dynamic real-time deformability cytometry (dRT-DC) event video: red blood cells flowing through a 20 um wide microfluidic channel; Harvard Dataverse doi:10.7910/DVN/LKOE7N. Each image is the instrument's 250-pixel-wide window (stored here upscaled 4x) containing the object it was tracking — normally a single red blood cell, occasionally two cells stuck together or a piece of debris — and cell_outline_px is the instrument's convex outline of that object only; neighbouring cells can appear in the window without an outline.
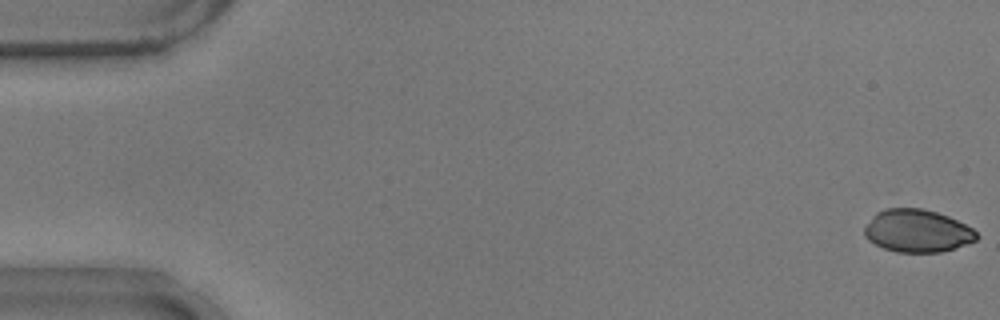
{"species": "common noctule bat (a hibernating species)", "species_latin": "Nyctalus noctula", "temperature_condition": "warm", "stored_images_in_passage": 13, "camera_frame_rate_fps": 3000, "um_per_image_px": 0.085, "animal": {"sex": "male", "body_mass_g": 17.9}, "frame": {"image": 1, "passage_image": 1, "time_ms": 0.0, "image_size_px": [1000, 320], "cell_outline_px": [[980, 236], [976, 240], [940, 252], [896, 252], [884, 248], [868, 240], [864, 236], [864, 228], [872, 216], [876, 212], [884, 208], [924, 208], [948, 216], [972, 228]], "centroid_in_image_um": [77.93, 19.61], "position_along_channel_um": 7.1, "area_um2": 27.8}}